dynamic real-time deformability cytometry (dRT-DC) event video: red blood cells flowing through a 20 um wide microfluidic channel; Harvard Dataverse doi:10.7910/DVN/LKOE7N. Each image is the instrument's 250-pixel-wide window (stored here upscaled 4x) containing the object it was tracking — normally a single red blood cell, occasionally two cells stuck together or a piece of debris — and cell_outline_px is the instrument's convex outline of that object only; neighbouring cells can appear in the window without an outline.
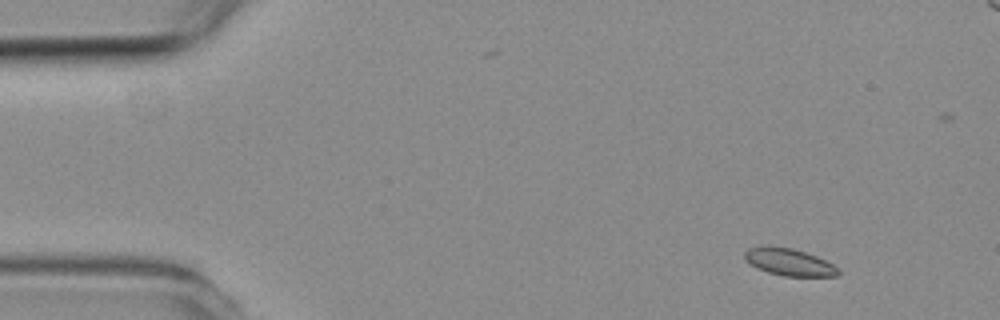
{"species": "common noctule bat (a hibernating species)", "species_latin": "Nyctalus noctula", "temperature_condition": "room temperature", "stored_images_in_passage": 5, "camera_frame_rate_fps": 3000, "um_per_image_px": 0.085, "animal": {"sex": "female", "body_mass_g": 19.3, "forearm_length_mm": 54.1}, "frame": {"image": 1, "passage_image": 2, "time_ms": 1.333, "image_size_px": [1000, 320], "cell_outline_px": [[840, 272], [836, 276], [784, 276], [768, 272], [756, 268], [744, 260], [744, 252], [748, 248], [792, 248], [816, 256], [832, 264]], "centroid_in_image_um": [67.06, 22.31], "position_along_channel_um": 17.9, "area_um2": 14.28}}